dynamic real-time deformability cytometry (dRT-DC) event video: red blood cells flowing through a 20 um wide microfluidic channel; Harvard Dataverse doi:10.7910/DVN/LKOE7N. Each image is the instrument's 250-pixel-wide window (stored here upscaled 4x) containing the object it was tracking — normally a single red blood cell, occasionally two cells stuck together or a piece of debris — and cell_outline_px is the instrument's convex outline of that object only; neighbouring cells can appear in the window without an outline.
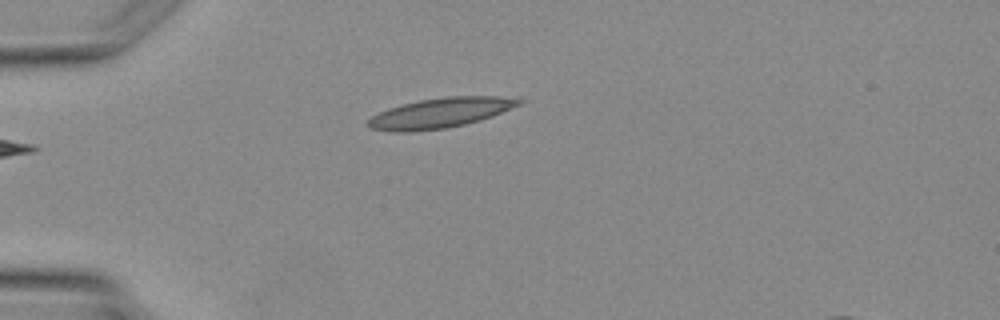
{"species": "Egyptian fruit bat (a non-hibernating species)", "species_latin": "Rousettus aegyptiacus", "temperature_condition": "warm", "stored_images_in_passage": 2, "camera_frame_rate_fps": 3000, "um_per_image_px": 0.085, "animal": {"sex": "female"}, "frame": {"image": 1, "passage_image": 2, "time_ms": 1.333, "image_size_px": [1000, 320], "cell_outline_px": [[524, 100], [520, 104], [492, 116], [480, 120], [464, 124], [444, 128], [408, 132], [392, 132], [372, 128], [364, 124], [372, 116], [388, 108], [420, 100], [448, 96], [500, 96]], "centroid_in_image_um": [37.39, 9.6], "position_along_channel_um": 47.6, "area_um2": 26.07}}